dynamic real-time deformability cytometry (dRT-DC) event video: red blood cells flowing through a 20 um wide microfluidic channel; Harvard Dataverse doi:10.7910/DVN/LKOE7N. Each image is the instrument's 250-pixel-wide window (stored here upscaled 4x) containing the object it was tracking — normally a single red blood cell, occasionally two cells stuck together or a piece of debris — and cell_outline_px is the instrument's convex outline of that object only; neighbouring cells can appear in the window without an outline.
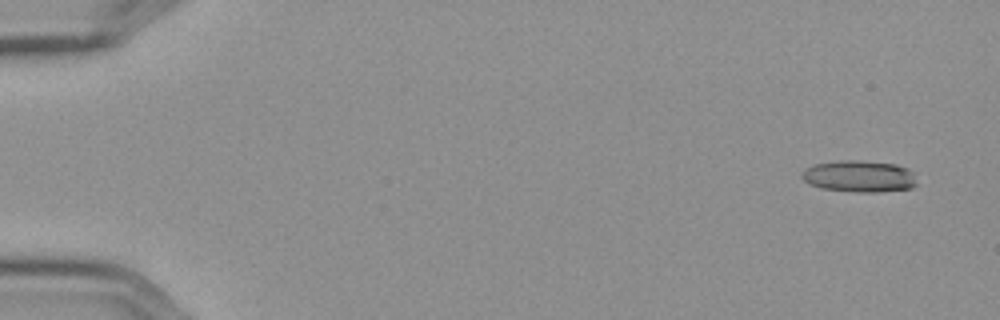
{"species": "Egyptian fruit bat (a non-hibernating species)", "species_latin": "Rousettus aegyptiacus", "temperature_condition": "cold", "stored_images_in_passage": 10, "camera_frame_rate_fps": 3000, "um_per_image_px": 0.085, "frame": {"image": 1, "passage_image": 1, "time_ms": 0.0, "image_size_px": [1000, 320], "cell_outline_px": [[916, 184], [912, 188], [876, 192], [856, 192], [820, 188], [808, 184], [800, 176], [808, 168], [816, 164], [840, 160], [856, 160], [896, 164], [908, 168], [912, 172]], "centroid_in_image_um": [73.04, 14.99], "position_along_channel_um": 12.0, "area_um2": 21.1}}
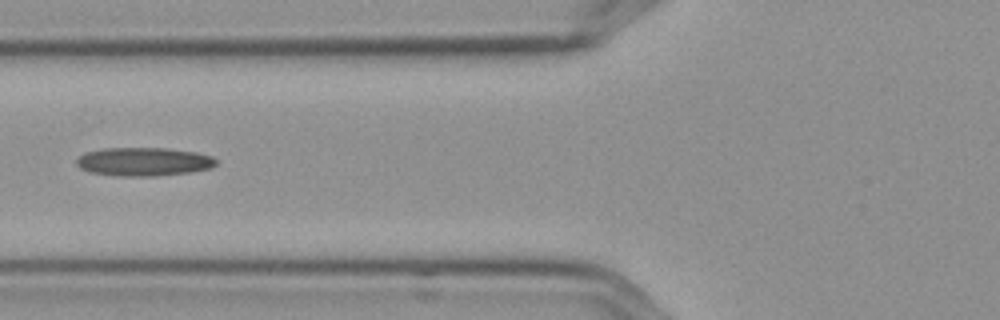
{"frame": {"image": 2, "passage_image": 6, "time_ms": 1.667, "image_size_px": [1000, 320], "cell_outline_px": [[216, 164], [212, 168], [192, 172], [152, 176], [116, 176], [88, 172], [80, 168], [76, 164], [76, 160], [84, 152], [104, 148], [168, 148], [196, 152], [212, 156], [216, 160]], "centroid_in_image_um": [12.2, 13.74], "position_along_channel_um": 113.6, "area_um2": 23.41}}
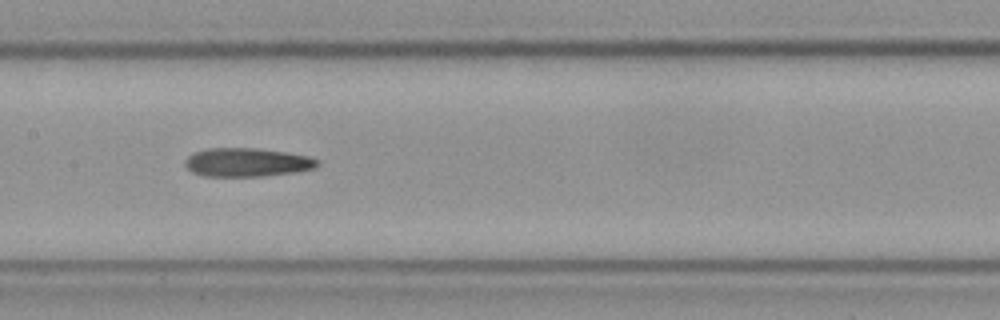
{"frame": {"image": 3, "passage_image": 8, "time_ms": 2.333, "image_size_px": [1000, 320], "cell_outline_px": [[320, 164], [316, 168], [292, 172], [260, 176], [204, 176], [192, 172], [184, 164], [184, 160], [188, 156], [196, 152], [208, 148], [260, 148], [308, 156], [320, 160]], "centroid_in_image_um": [21.0, 13.79], "position_along_channel_um": 186.4, "area_um2": 22.02}}